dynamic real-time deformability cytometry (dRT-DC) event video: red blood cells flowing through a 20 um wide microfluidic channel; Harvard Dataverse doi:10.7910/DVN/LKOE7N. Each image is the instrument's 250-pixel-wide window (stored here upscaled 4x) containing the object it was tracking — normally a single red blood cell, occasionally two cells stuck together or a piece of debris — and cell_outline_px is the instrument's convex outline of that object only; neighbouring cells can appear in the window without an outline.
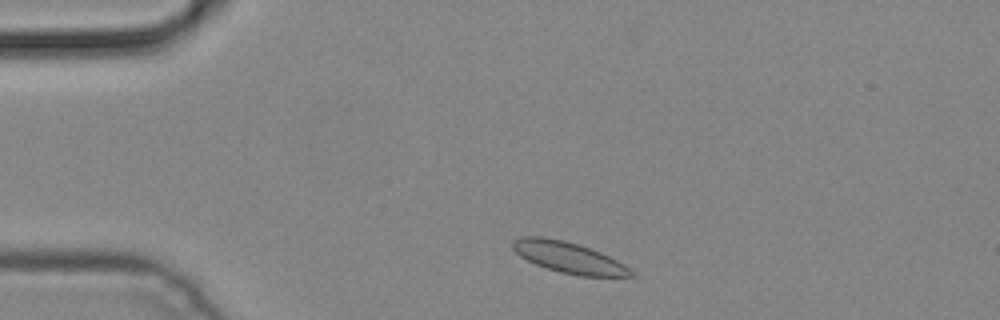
{"species": "common noctule bat (a hibernating species)", "species_latin": "Nyctalus noctula", "temperature_condition": "cold", "stored_images_in_passage": 2, "camera_frame_rate_fps": 3000, "um_per_image_px": 0.085, "animal": {"sex": "male", "body_mass_g": 19.2, "forearm_length_mm": 51.8}, "frame": {"image": 1, "passage_image": 1, "time_ms": 0.0, "image_size_px": [1000, 320], "cell_outline_px": [[636, 276], [580, 276], [560, 272], [536, 264], [520, 256], [512, 248], [512, 240], [524, 236], [544, 236], [564, 240], [600, 252], [624, 264]], "centroid_in_image_um": [48.3, 21.87], "position_along_channel_um": 36.7, "area_um2": 21.1}}